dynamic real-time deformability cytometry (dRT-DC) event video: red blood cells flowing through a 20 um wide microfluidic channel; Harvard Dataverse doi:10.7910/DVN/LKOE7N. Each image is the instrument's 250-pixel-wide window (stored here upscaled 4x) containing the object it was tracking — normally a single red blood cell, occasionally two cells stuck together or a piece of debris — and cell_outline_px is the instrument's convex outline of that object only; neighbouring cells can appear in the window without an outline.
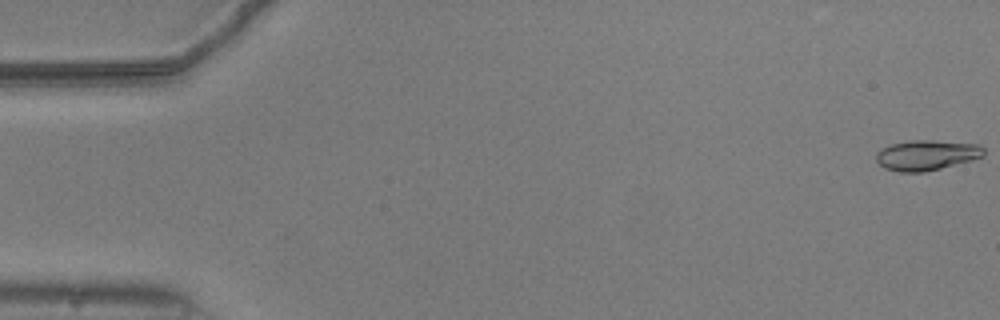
{"species": "common noctule bat (a hibernating species)", "species_latin": "Nyctalus noctula", "temperature_condition": "warm", "stored_images_in_passage": 54, "camera_frame_rate_fps": 3000, "um_per_image_px": 0.085, "animal": {"sex": "male", "body_mass_g": 20.5, "forearm_length_mm": 52.5}, "frame": {"image": 1, "passage_image": 1, "time_ms": 0.0, "image_size_px": [1000, 320], "cell_outline_px": [[984, 156], [972, 160], [924, 172], [900, 172], [884, 168], [876, 160], [876, 152], [892, 144], [912, 140], [932, 140], [980, 144], [984, 148]], "centroid_in_image_um": [78.78, 13.18], "position_along_channel_um": 6.2, "area_um2": 18.9}}
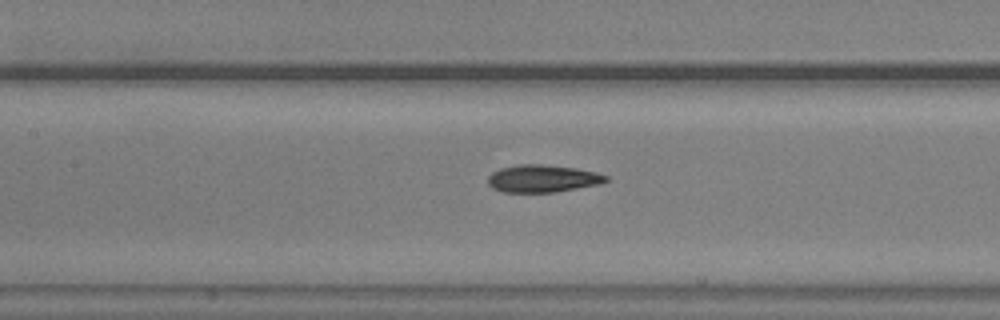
{"frame": {"image": 2, "passage_image": 25, "time_ms": 8.0, "image_size_px": [1000, 320], "cell_outline_px": [[608, 180], [600, 184], [556, 192], [504, 192], [492, 188], [488, 184], [488, 176], [492, 172], [500, 168], [520, 164], [540, 164], [576, 168], [596, 172], [608, 176]], "centroid_in_image_um": [46.12, 15.18], "position_along_channel_um": 161.3, "area_um2": 18.9}}
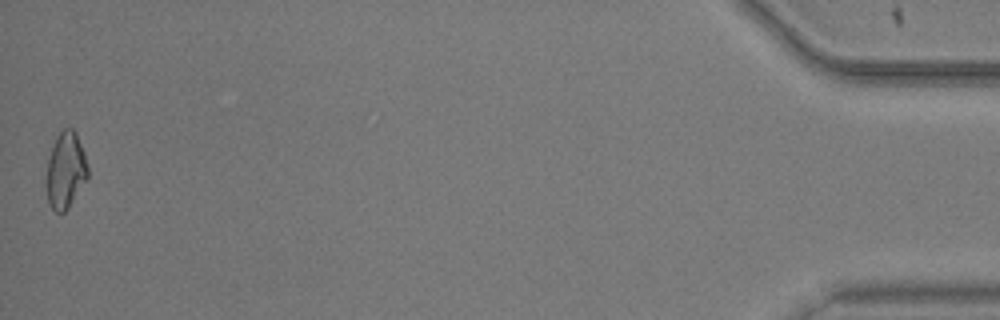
{"frame": {"image": 3, "passage_image": 54, "time_ms": 17.667, "image_size_px": [1000, 320], "cell_outline_px": [[88, 176], [68, 208], [64, 212], [56, 212], [52, 208], [48, 200], [48, 160], [56, 136], [64, 128], [72, 128], [76, 132], [84, 152], [88, 168]], "centroid_in_image_um": [5.6, 14.44], "position_along_channel_um": 429.6, "area_um2": 17.86}, "authors_computed_cell_mechanics": {"area_um2": 18.6694, "velocity_mm_per_s": 3.7773, "shape_relaxation_time_tau1_ms": 6.2889, "shape_relaxation_time_tau2_ms": 4.2403, "deformation_change_tau1": 0.2053, "deformation_change_tau2": 0.1196}}